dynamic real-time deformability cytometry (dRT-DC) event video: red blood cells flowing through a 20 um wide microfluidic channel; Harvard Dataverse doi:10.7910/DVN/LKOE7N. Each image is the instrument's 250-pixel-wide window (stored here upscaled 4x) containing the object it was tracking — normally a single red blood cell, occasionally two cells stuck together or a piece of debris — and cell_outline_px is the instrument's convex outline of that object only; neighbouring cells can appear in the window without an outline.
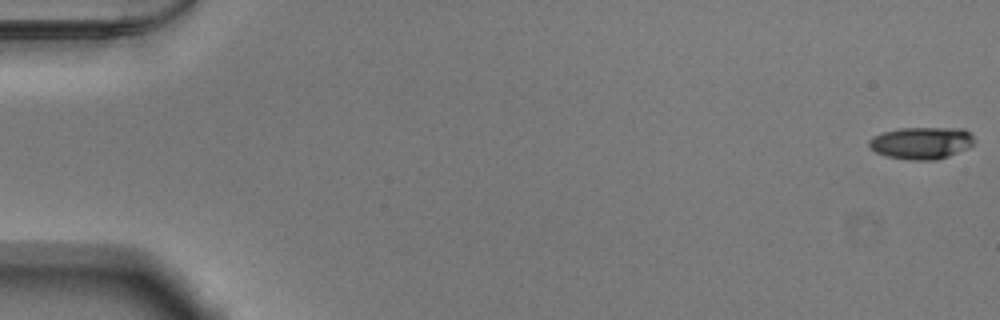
{"species": "Egyptian fruit bat (a non-hibernating species)", "species_latin": "Rousettus aegyptiacus", "temperature_condition": "warm", "stored_images_in_passage": 53, "camera_frame_rate_fps": 3000, "um_per_image_px": 0.085, "animal": {"sex": "male"}, "frame": {"image": 1, "passage_image": 1, "time_ms": 0.0, "image_size_px": [1000, 320], "cell_outline_px": [[976, 140], [968, 148], [948, 156], [936, 160], [912, 160], [888, 156], [876, 152], [868, 144], [868, 140], [872, 136], [884, 132], [900, 128], [964, 128]], "centroid_in_image_um": [78.33, 12.14], "position_along_channel_um": 6.7, "area_um2": 19.59}}
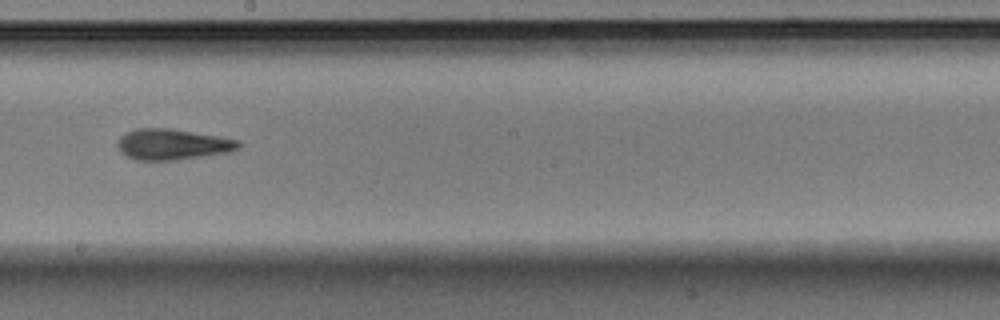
{"frame": {"image": 2, "passage_image": 31, "time_ms": 10.0, "image_size_px": [1000, 320], "cell_outline_px": [[244, 144], [240, 148], [228, 152], [176, 160], [136, 160], [120, 152], [116, 144], [120, 136], [136, 128], [168, 128], [240, 140]], "centroid_in_image_um": [14.66, 12.27], "position_along_channel_um": 233.5, "area_um2": 21.68}}
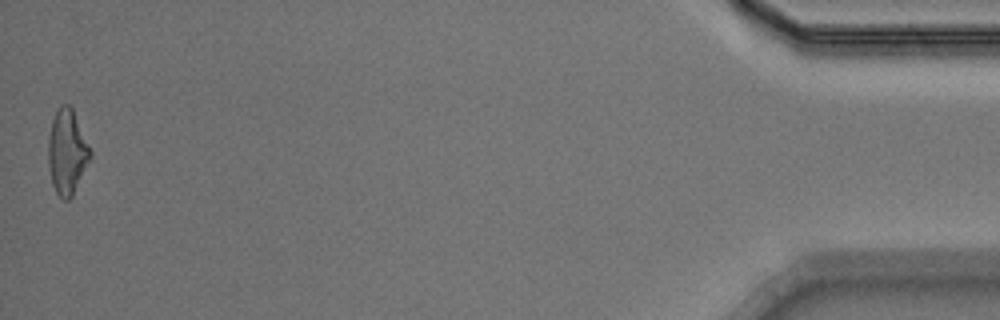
{"frame": {"image": 3, "passage_image": 53, "time_ms": 17.333, "image_size_px": [1000, 320], "cell_outline_px": [[92, 156], [72, 196], [68, 200], [64, 200], [56, 192], [52, 184], [48, 164], [48, 136], [52, 120], [60, 104], [68, 104], [72, 108], [92, 152]], "centroid_in_image_um": [5.69, 12.91], "position_along_channel_um": 429.5, "area_um2": 20.69}, "authors_computed_cell_mechanics": {"area_um2": 20.6924, "velocity_mm_per_s": 3.8962, "shape_relaxation_time_tau1_ms": 4.509, "shape_relaxation_time_tau2_ms": 3.0873, "deformation_change_tau1": 0.1884, "deformation_change_tau2": 0.1425}}